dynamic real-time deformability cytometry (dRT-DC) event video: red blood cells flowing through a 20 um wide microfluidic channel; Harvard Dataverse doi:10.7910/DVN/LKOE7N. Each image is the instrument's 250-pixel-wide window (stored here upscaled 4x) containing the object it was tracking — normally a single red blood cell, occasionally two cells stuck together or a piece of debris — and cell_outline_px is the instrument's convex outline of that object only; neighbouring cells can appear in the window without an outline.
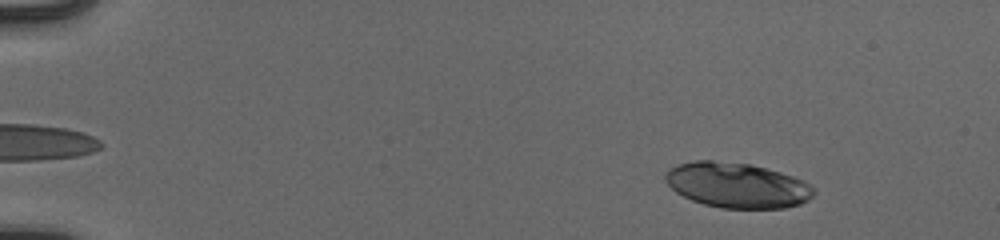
{"species": "human", "species_latin": "Homo sapiens", "temperature_condition": "cold", "stored_images_in_passage": 48, "camera_frame_rate_fps": 3000, "um_per_image_px": 0.085, "donor": {"sex": "male"}, "frame": {"image": 1, "passage_image": 7, "time_ms": 2.0, "image_size_px": [1000, 240], "cell_outline_px": [[816, 192], [808, 200], [800, 204], [784, 208], [720, 208], [704, 204], [692, 200], [676, 192], [664, 180], [664, 176], [672, 168], [680, 164], [692, 160], [712, 160], [752, 164], [792, 176], [804, 180]], "centroid_in_image_um": [62.65, 15.74], "position_along_channel_um": 22.3, "area_um2": 38.9}}
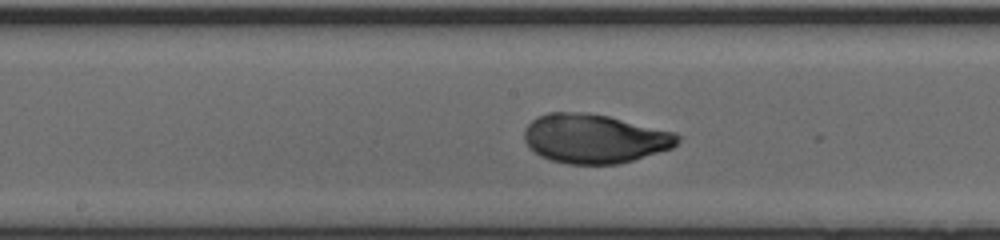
{"frame": {"image": 2, "passage_image": 30, "time_ms": 9.667, "image_size_px": [1000, 240], "cell_outline_px": [[680, 140], [672, 148], [632, 160], [616, 164], [568, 164], [552, 160], [540, 156], [528, 148], [524, 140], [524, 128], [532, 120], [548, 112], [588, 112], [608, 116], [676, 132], [680, 136]], "centroid_in_image_um": [50.51, 11.78], "position_along_channel_um": 197.7, "area_um2": 43.99}}
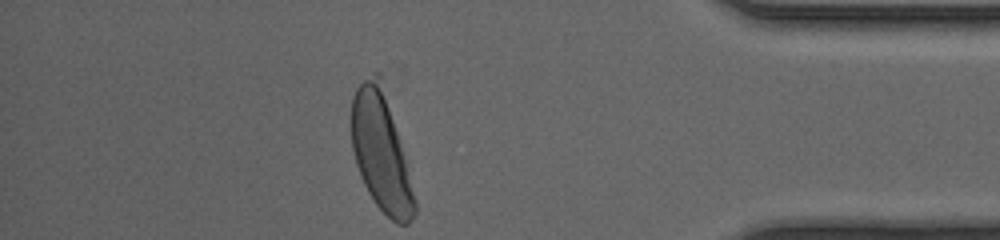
{"frame": {"image": 3, "passage_image": 48, "time_ms": 15.667, "image_size_px": [1000, 240], "cell_outline_px": [[416, 212], [412, 220], [408, 224], [396, 224], [376, 204], [368, 192], [360, 176], [356, 164], [352, 148], [352, 96], [356, 88], [364, 80], [376, 72], [380, 72], [408, 164], [416, 200]], "centroid_in_image_um": [32.41, 12.89], "position_along_channel_um": 402.8, "area_um2": 43.93}, "authors_computed_cell_mechanics": {"area_um2": 42.6564, "velocity_mm_per_s": 3.9122, "shape_relaxation_time_tau1_ms": 3.3738, "shape_relaxation_time_tau2_ms": null, "deformation_change_tau1": 0.1876, "deformation_change_tau2": null}}